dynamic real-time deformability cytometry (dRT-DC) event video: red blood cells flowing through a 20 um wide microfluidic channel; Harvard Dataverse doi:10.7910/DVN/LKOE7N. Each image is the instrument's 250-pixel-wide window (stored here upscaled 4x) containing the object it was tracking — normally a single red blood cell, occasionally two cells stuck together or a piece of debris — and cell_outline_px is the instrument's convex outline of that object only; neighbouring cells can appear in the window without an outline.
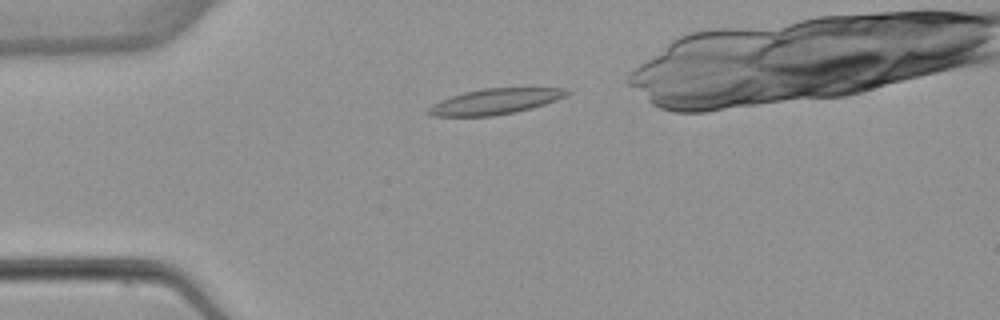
{"species": "common noctule bat (a hibernating species)", "species_latin": "Nyctalus noctula", "temperature_condition": "warm", "stored_images_in_passage": 3, "camera_frame_rate_fps": 3000, "um_per_image_px": 0.085, "animal": {"sex": "female", "body_mass_g": 22.7, "forearm_length_mm": 54.2}, "frame": {"image": 1, "passage_image": 2, "time_ms": 1.0, "image_size_px": [1000, 320], "cell_outline_px": [[572, 92], [556, 100], [532, 108], [516, 112], [492, 116], [428, 116], [424, 112], [432, 104], [440, 100], [464, 92], [484, 88], [564, 88]], "centroid_in_image_um": [42.03, 8.63], "position_along_channel_um": 43.0, "area_um2": 20.69}}